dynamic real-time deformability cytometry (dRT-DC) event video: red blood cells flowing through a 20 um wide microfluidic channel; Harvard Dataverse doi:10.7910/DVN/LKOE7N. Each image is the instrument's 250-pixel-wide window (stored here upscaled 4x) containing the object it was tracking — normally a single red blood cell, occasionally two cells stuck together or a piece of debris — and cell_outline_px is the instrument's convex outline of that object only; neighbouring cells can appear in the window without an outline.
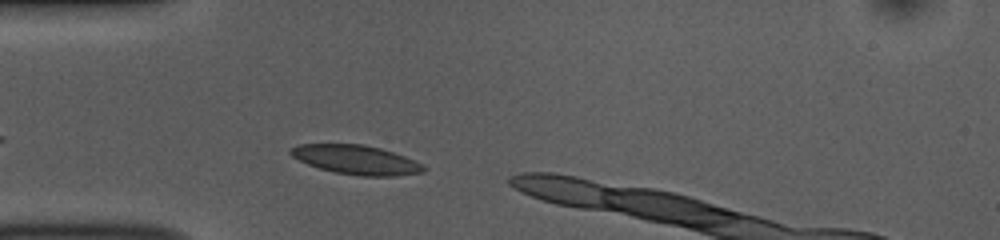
{"species": "common noctule bat (a hibernating species)", "species_latin": "Nyctalus noctula", "temperature_condition": "room temperature", "stored_images_in_passage": 7, "camera_frame_rate_fps": 3000, "um_per_image_px": 0.085, "animal": {"sex": "female", "body_mass_g": 10.0, "forearm_length_mm": 53.1}, "frame": {"image": 1, "passage_image": 3, "time_ms": 0.667, "image_size_px": [1000, 240], "cell_outline_px": [[424, 172], [392, 176], [360, 176], [336, 172], [320, 168], [308, 164], [292, 156], [288, 152], [292, 148], [300, 144], [364, 144], [380, 148], [404, 156], [424, 164]], "centroid_in_image_um": [30.29, 13.58], "position_along_channel_um": 54.7, "area_um2": 22.37}}